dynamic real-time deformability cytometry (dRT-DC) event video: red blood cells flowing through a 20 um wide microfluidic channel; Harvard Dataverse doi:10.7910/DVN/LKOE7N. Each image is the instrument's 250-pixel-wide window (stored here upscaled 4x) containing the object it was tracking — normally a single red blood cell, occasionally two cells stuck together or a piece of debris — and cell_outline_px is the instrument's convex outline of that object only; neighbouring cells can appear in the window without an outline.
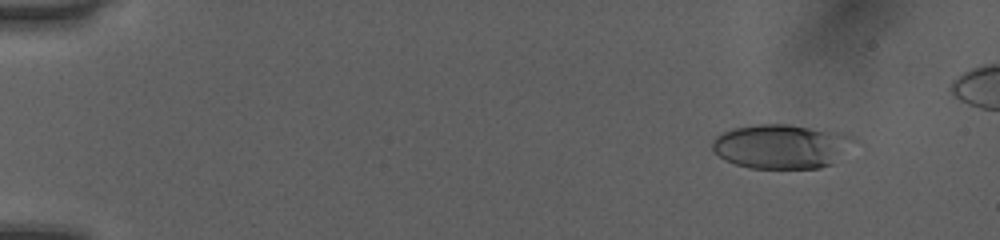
{"species": "human", "species_latin": "Homo sapiens", "temperature_condition": "room temperature", "stored_images_in_passage": 51, "camera_frame_rate_fps": 3000, "um_per_image_px": 0.085, "donor": {"sex": "female"}, "frame": {"image": 1, "passage_image": 6, "time_ms": 1.667, "image_size_px": [1000, 240], "cell_outline_px": [[856, 140], [832, 164], [820, 168], [748, 168], [724, 160], [712, 148], [712, 140], [716, 136], [732, 128], [756, 124], [788, 124], [840, 132], [856, 136]], "centroid_in_image_um": [66.41, 12.43], "position_along_channel_um": 18.6, "area_um2": 36.59}}
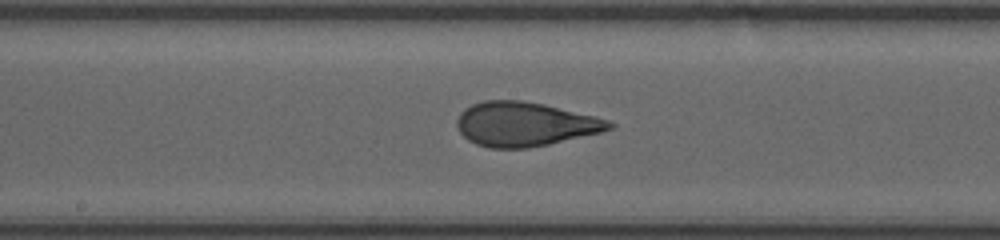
{"frame": {"image": 2, "passage_image": 29, "time_ms": 9.333, "image_size_px": [1000, 240], "cell_outline_px": [[616, 128], [600, 132], [548, 144], [528, 148], [492, 148], [476, 144], [468, 140], [460, 132], [456, 124], [456, 120], [460, 112], [464, 108], [472, 104], [484, 100], [520, 100], [544, 104], [596, 116], [608, 120], [616, 124]], "centroid_in_image_um": [44.61, 10.54], "position_along_channel_um": 203.6, "area_um2": 39.3}}
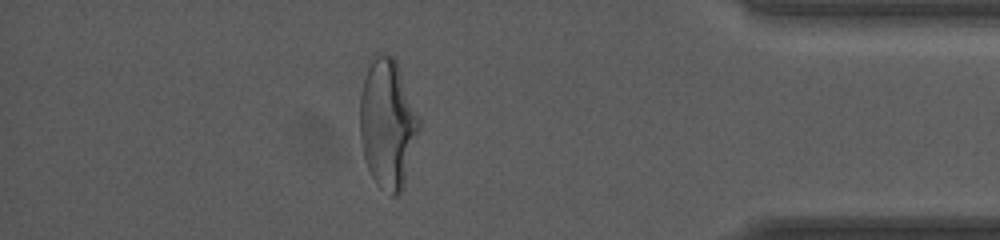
{"frame": {"image": 3, "passage_image": 46, "time_ms": 15.0, "image_size_px": [1000, 240], "cell_outline_px": [[420, 128], [404, 188], [400, 196], [392, 196], [380, 188], [376, 184], [364, 160], [360, 140], [360, 96], [368, 60], [372, 52], [380, 52], [392, 56], [396, 60], [420, 116]], "centroid_in_image_um": [32.95, 10.5], "position_along_channel_um": 402.3, "area_um2": 45.66}}